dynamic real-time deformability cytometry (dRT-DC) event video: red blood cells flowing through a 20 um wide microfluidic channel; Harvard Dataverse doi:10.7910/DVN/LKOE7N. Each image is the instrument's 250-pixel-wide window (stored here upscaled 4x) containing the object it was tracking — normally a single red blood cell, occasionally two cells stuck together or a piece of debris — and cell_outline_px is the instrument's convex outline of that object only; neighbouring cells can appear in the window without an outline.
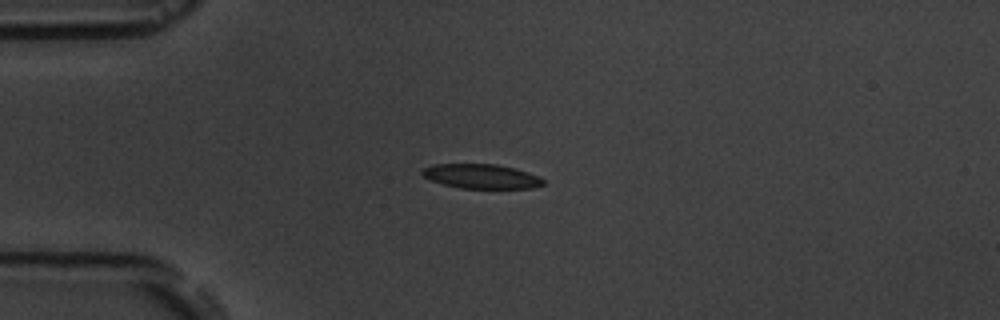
{"species": "common noctule bat (a hibernating species)", "species_latin": "Nyctalus noctula", "temperature_condition": "room temperature", "stored_images_in_passage": 5, "camera_frame_rate_fps": 3000, "um_per_image_px": 0.085, "animal": {"sex": "male", "body_mass_g": 19.5, "forearm_length_mm": 54.6}, "frame": {"image": 1, "passage_image": 3, "time_ms": 3.333, "image_size_px": [1000, 320], "cell_outline_px": [[544, 184], [532, 188], [460, 188], [444, 184], [432, 180], [424, 176], [420, 172], [424, 168], [432, 164], [496, 164], [516, 168], [540, 176], [544, 180]], "centroid_in_image_um": [40.94, 14.98], "position_along_channel_um": 44.1, "area_um2": 17.22}}
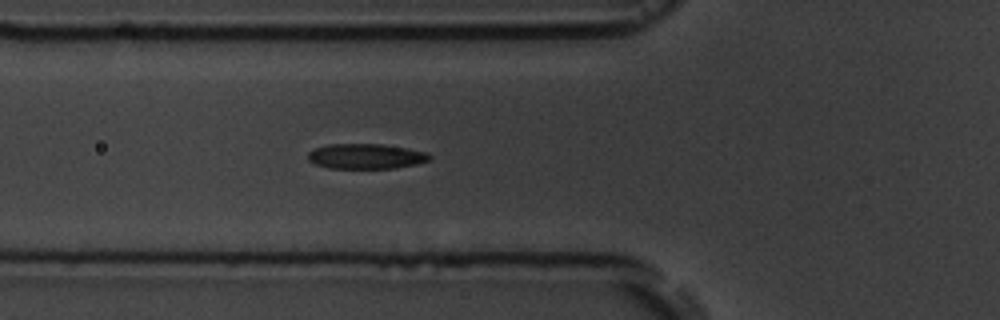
{"frame": {"image": 2, "passage_image": 5, "time_ms": 5.333, "image_size_px": [1000, 320], "cell_outline_px": [[432, 156], [428, 160], [416, 164], [396, 168], [328, 168], [312, 164], [308, 160], [308, 152], [316, 148], [328, 144], [384, 144], [408, 148], [428, 152]], "centroid_in_image_um": [31.1, 13.28], "position_along_channel_um": 94.7, "area_um2": 17.98}}